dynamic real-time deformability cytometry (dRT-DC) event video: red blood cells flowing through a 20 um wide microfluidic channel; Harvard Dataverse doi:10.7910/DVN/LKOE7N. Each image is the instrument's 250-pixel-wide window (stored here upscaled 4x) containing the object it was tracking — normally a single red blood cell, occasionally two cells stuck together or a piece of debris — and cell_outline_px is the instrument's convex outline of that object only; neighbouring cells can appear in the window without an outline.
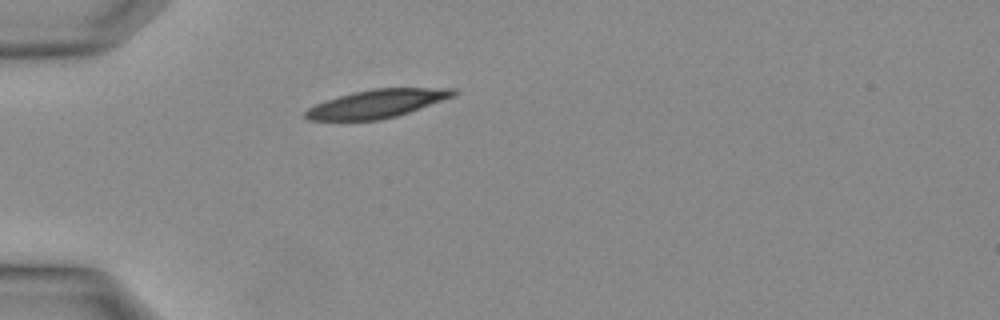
{"species": "Egyptian fruit bat (a non-hibernating species)", "species_latin": "Rousettus aegyptiacus", "temperature_condition": "warm", "stored_images_in_passage": 4, "camera_frame_rate_fps": 3000, "um_per_image_px": 0.085, "animal": {"sex": "female"}, "frame": {"image": 1, "passage_image": 1, "time_ms": 0.0, "image_size_px": [1000, 320], "cell_outline_px": [[456, 92], [452, 96], [408, 112], [396, 116], [380, 120], [308, 120], [304, 116], [304, 112], [308, 108], [316, 104], [352, 92], [372, 88], [456, 88]], "centroid_in_image_um": [32.0, 8.81], "position_along_channel_um": 53.0, "area_um2": 23.93}}
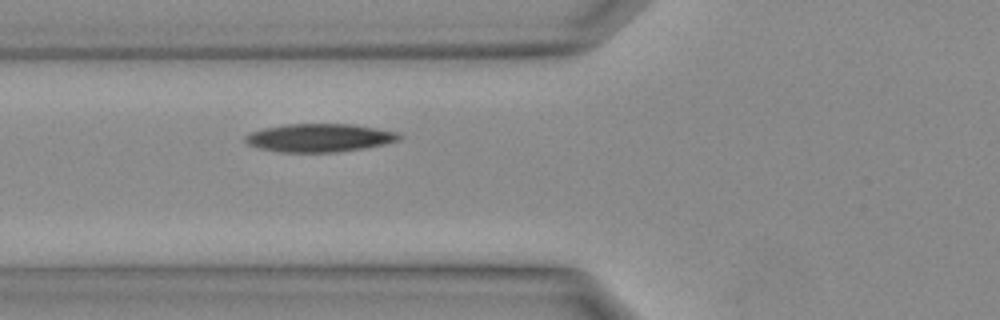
{"frame": {"image": 2, "passage_image": 4, "time_ms": 1.0, "image_size_px": [1000, 320], "cell_outline_px": [[404, 136], [400, 140], [384, 144], [364, 148], [340, 152], [280, 152], [260, 148], [248, 144], [244, 140], [244, 136], [252, 132], [264, 128], [288, 124], [352, 124], [376, 128], [396, 132]], "centroid_in_image_um": [27.18, 11.71], "position_along_channel_um": 98.6, "area_um2": 25.26}}